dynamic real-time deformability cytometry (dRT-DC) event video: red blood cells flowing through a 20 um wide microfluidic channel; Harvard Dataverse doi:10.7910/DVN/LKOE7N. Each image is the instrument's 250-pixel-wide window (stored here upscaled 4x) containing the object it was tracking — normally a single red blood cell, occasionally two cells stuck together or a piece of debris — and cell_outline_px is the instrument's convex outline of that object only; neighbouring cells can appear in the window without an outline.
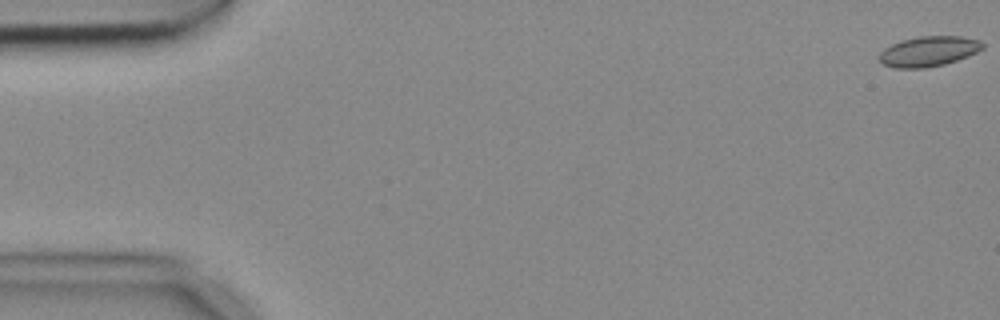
{"species": "common noctule bat (a hibernating species)", "species_latin": "Nyctalus noctula", "temperature_condition": "cold", "stored_images_in_passage": 5, "camera_frame_rate_fps": 3000, "um_per_image_px": 0.085, "animal": {"sex": "female", "body_mass_g": 18.4}, "frame": {"image": 1, "passage_image": 1, "time_ms": 0.0, "image_size_px": [1000, 320], "cell_outline_px": [[984, 48], [968, 56], [944, 64], [924, 68], [896, 68], [884, 64], [876, 56], [884, 48], [900, 40], [920, 36], [960, 36], [980, 40], [984, 44]], "centroid_in_image_um": [78.92, 4.35], "position_along_channel_um": 6.1, "area_um2": 18.21}}
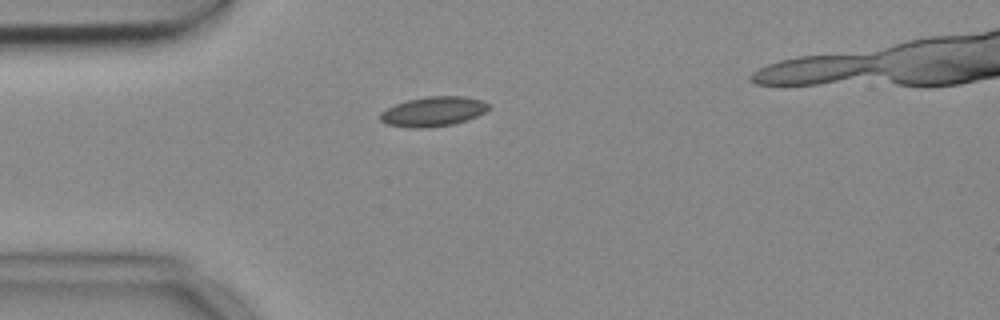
{"frame": {"image": 2, "passage_image": 5, "time_ms": 1.333, "image_size_px": [1000, 320], "cell_outline_px": [[492, 108], [476, 116], [452, 124], [428, 128], [408, 128], [384, 124], [380, 120], [380, 112], [396, 104], [408, 100], [428, 96], [464, 96], [484, 100], [492, 104]], "centroid_in_image_um": [36.85, 9.48], "position_along_channel_um": 48.2, "area_um2": 18.96}}